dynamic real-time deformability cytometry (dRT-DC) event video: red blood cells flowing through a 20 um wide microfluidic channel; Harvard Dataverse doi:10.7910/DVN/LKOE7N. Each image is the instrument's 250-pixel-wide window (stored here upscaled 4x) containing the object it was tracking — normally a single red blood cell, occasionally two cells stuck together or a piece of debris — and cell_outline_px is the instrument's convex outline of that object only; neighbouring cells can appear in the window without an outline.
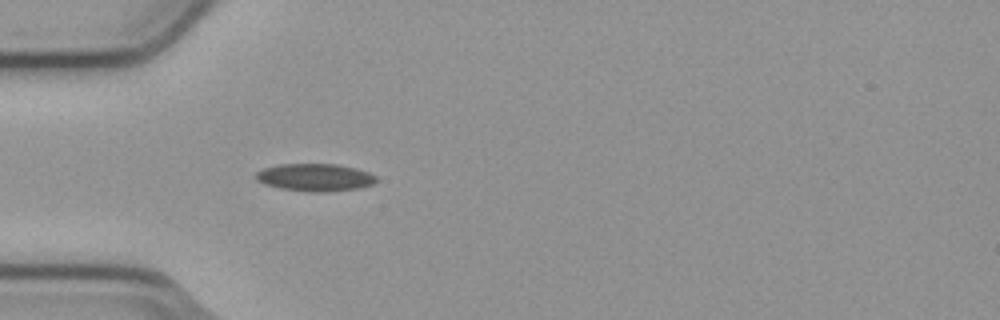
{"species": "common noctule bat (a hibernating species)", "species_latin": "Nyctalus noctula", "temperature_condition": "cold", "stored_images_in_passage": 32, "camera_frame_rate_fps": 3000, "um_per_image_px": 0.085, "animal": {"sex": "male", "body_mass_g": 23.1, "forearm_length_mm": 52.7}, "frame": {"image": 1, "passage_image": 1, "time_ms": 0.0, "image_size_px": [1000, 320], "cell_outline_px": [[376, 180], [372, 184], [360, 188], [324, 192], [316, 192], [280, 188], [264, 184], [256, 180], [256, 172], [264, 168], [280, 164], [336, 164], [356, 168], [368, 172], [376, 176]], "centroid_in_image_um": [26.77, 15.07], "position_along_channel_um": 58.2, "area_um2": 19.19}}
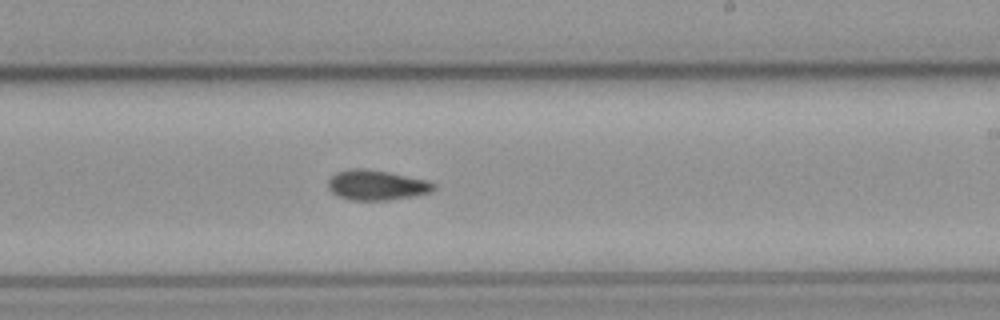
{"frame": {"image": 2, "passage_image": 17, "time_ms": 5.333, "image_size_px": [1000, 320], "cell_outline_px": [[436, 188], [432, 192], [412, 196], [388, 200], [352, 200], [336, 196], [328, 188], [328, 180], [336, 172], [348, 168], [368, 168], [428, 180], [436, 184]], "centroid_in_image_um": [32.0, 15.72], "position_along_channel_um": 257.0, "area_um2": 18.73}}
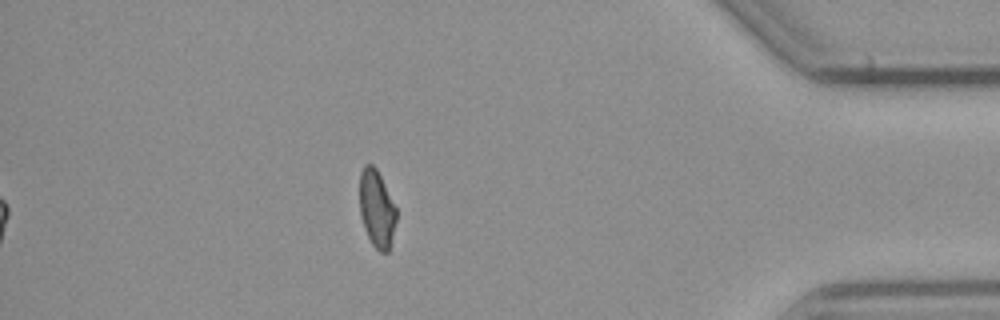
{"frame": {"image": 3, "passage_image": 32, "time_ms": 10.333, "image_size_px": [1000, 320], "cell_outline_px": [[396, 220], [388, 252], [380, 252], [372, 244], [364, 228], [360, 216], [360, 172], [364, 164], [372, 164], [376, 168], [396, 208]], "centroid_in_image_um": [32.0, 17.74], "position_along_channel_um": 403.2, "area_um2": 16.3}, "authors_computed_cell_mechanics": {"area_um2": 17.9758, "velocity_mm_per_s": 3.798, "shape_relaxation_time_tau1_ms": null, "shape_relaxation_time_tau2_ms": 3.6082, "deformation_change_tau1": null, "deformation_change_tau2": 0.078}}